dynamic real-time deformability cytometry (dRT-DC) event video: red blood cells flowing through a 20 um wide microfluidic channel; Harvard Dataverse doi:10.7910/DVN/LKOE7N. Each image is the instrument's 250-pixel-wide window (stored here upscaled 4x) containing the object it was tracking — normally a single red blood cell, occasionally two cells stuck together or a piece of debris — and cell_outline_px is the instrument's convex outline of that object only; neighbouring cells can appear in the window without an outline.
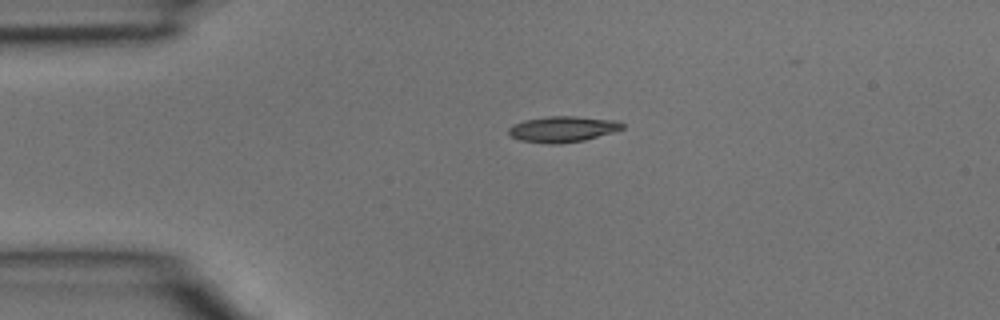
{"species": "common noctule bat (a hibernating species)", "species_latin": "Nyctalus noctula", "temperature_condition": "room temperature", "stored_images_in_passage": 2, "camera_frame_rate_fps": 3000, "um_per_image_px": 0.085, "animal": {"sex": "male", "body_mass_g": 15.6}, "frame": {"image": 1, "passage_image": 1, "time_ms": 0.0, "image_size_px": [1000, 320], "cell_outline_px": [[624, 128], [612, 132], [584, 140], [556, 144], [548, 144], [520, 140], [512, 136], [508, 132], [508, 128], [512, 124], [524, 120], [548, 116], [576, 116], [620, 120], [624, 124]], "centroid_in_image_um": [47.84, 10.96], "position_along_channel_um": 37.2, "area_um2": 17.22}}